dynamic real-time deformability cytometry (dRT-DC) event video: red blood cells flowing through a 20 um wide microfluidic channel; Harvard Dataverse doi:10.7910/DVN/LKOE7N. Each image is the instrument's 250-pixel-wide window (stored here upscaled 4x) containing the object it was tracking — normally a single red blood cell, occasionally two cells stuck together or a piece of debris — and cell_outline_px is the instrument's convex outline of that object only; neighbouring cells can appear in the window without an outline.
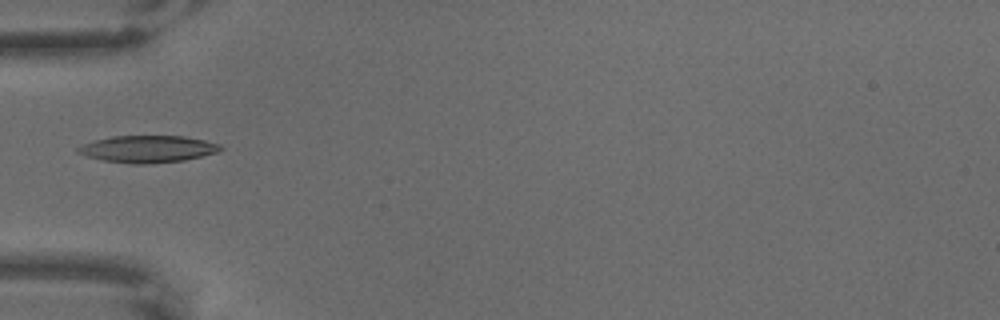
{"species": "common noctule bat (a hibernating species)", "species_latin": "Nyctalus noctula", "temperature_condition": "warm", "stored_images_in_passage": 8, "camera_frame_rate_fps": 3000, "um_per_image_px": 0.085, "animal": {"sex": "male", "body_mass_g": 18.8}, "frame": {"image": 1, "passage_image": 5, "time_ms": 1.333, "image_size_px": [1000, 320], "cell_outline_px": [[224, 148], [216, 152], [184, 160], [152, 164], [132, 164], [104, 160], [88, 156], [76, 152], [76, 148], [84, 144], [96, 140], [112, 136], [184, 136], [204, 140], [220, 144]], "centroid_in_image_um": [12.57, 12.67], "position_along_channel_um": 72.4, "area_um2": 22.25}}
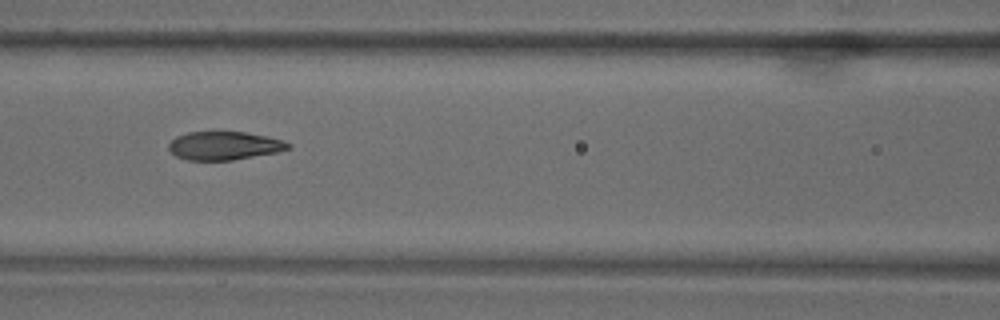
{"frame": {"image": 2, "passage_image": 7, "time_ms": 2.0, "image_size_px": [1000, 320], "cell_outline_px": [[292, 148], [276, 152], [232, 160], [188, 160], [176, 156], [168, 148], [168, 144], [176, 136], [188, 132], [244, 132], [264, 136], [280, 140], [292, 144]], "centroid_in_image_um": [19.04, 12.38], "position_along_channel_um": 147.6, "area_um2": 19.54}}
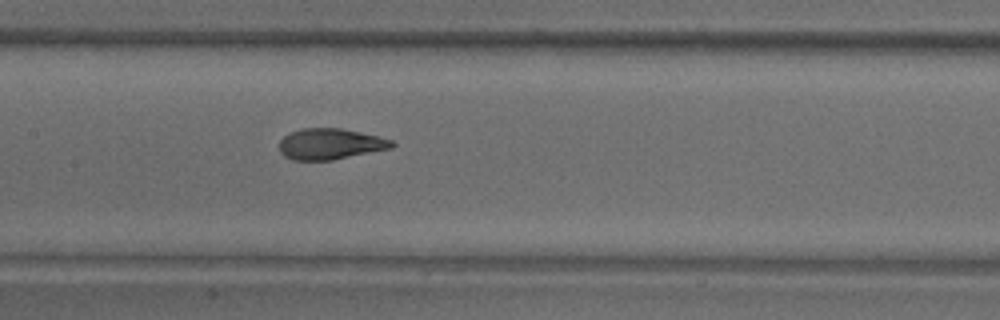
{"frame": {"image": 3, "passage_image": 8, "time_ms": 2.333, "image_size_px": [1000, 320], "cell_outline_px": [[396, 144], [392, 148], [332, 160], [292, 160], [284, 156], [280, 152], [280, 140], [288, 132], [300, 128], [340, 128], [380, 136], [392, 140]], "centroid_in_image_um": [28.07, 12.23], "position_along_channel_um": 179.3, "area_um2": 20.46}}